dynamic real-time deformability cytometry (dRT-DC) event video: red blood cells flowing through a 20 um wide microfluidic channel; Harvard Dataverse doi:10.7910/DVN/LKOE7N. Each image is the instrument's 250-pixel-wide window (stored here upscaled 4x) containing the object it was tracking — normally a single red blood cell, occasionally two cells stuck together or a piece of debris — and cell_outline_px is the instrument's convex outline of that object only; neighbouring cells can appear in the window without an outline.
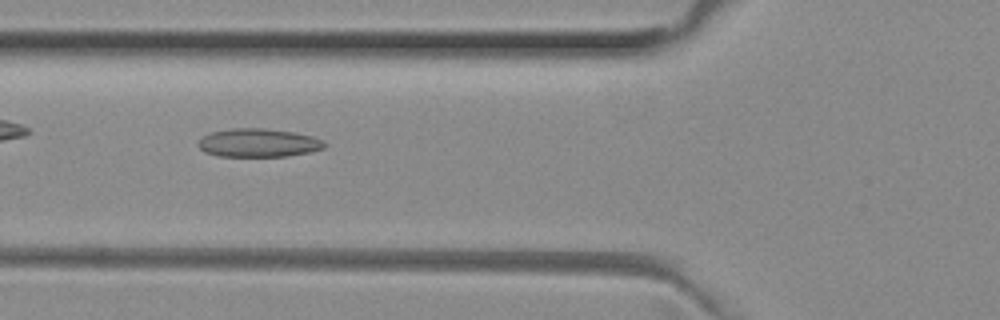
{"species": "common noctule bat (a hibernating species)", "species_latin": "Nyctalus noctula", "temperature_condition": "room temperature", "stored_images_in_passage": 28, "camera_frame_rate_fps": 3000, "um_per_image_px": 0.085, "animal": {"sex": "female", "body_mass_g": 29.2, "forearm_length_mm": 56.3}, "frame": {"image": 1, "passage_image": 6, "time_ms": 1.667, "image_size_px": [1000, 320], "cell_outline_px": [[328, 144], [324, 148], [308, 152], [288, 156], [216, 156], [204, 152], [200, 148], [200, 140], [204, 136], [212, 132], [232, 128], [264, 128], [292, 132], [312, 136], [324, 140]], "centroid_in_image_um": [22.0, 12.14], "position_along_channel_um": 103.8, "area_um2": 20.81}}
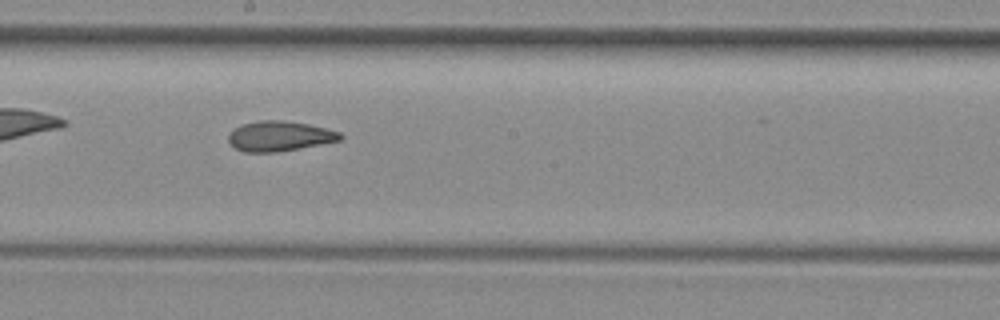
{"frame": {"image": 2, "passage_image": 15, "time_ms": 4.667, "image_size_px": [1000, 320], "cell_outline_px": [[344, 136], [340, 140], [276, 152], [244, 152], [236, 148], [228, 140], [228, 136], [236, 128], [244, 124], [260, 120], [280, 120], [308, 124], [340, 132]], "centroid_in_image_um": [23.76, 11.57], "position_along_channel_um": 224.4, "area_um2": 19.13}}
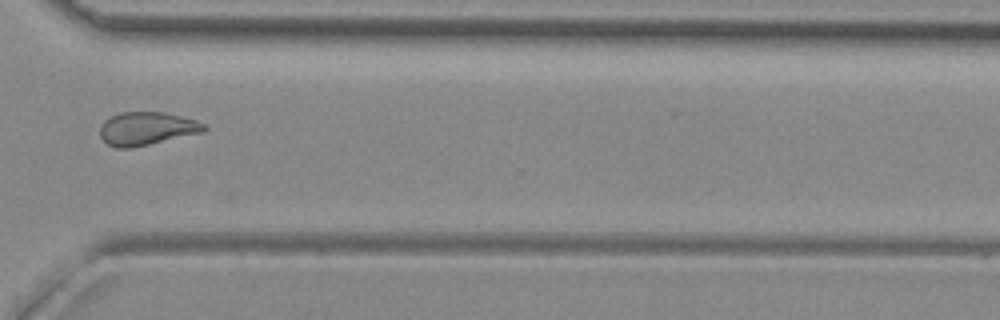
{"frame": {"image": 3, "passage_image": 25, "time_ms": 8.0, "image_size_px": [1000, 320], "cell_outline_px": [[208, 128], [204, 132], [132, 148], [116, 148], [108, 144], [100, 136], [100, 124], [104, 120], [120, 112], [164, 112], [196, 120], [204, 124]], "centroid_in_image_um": [12.47, 10.93], "position_along_channel_um": 358.1, "area_um2": 20.17}, "authors_computed_cell_mechanics": {"area_um2": 19.5653, "velocity_mm_per_s": 4.009, "shape_relaxation_time_tau1_ms": null, "shape_relaxation_time_tau2_ms": 2.4736, "deformation_change_tau1": null, "deformation_change_tau2": 0.0859}}